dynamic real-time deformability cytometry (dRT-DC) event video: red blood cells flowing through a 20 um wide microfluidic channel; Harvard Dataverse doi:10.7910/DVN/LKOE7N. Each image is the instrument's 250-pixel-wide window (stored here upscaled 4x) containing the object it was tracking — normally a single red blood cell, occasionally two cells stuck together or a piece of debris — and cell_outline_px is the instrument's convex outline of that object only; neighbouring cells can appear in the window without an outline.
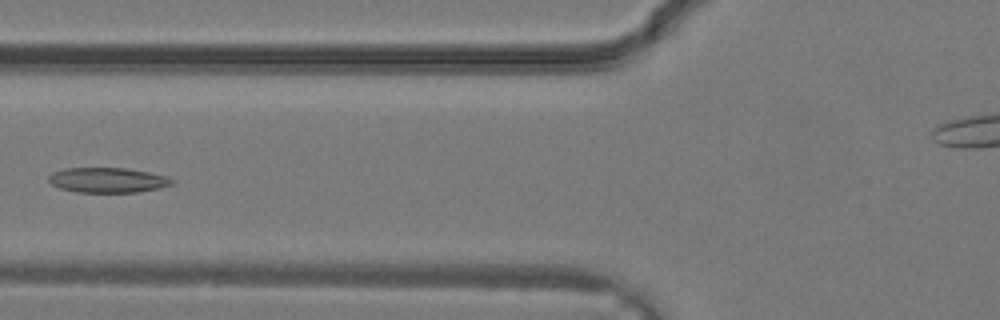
{"species": "common noctule bat (a hibernating species)", "species_latin": "Nyctalus noctula", "temperature_condition": "warm", "stored_images_in_passage": 31, "camera_frame_rate_fps": 3000, "um_per_image_px": 0.085, "animal": {"sex": "male", "body_mass_g": 19.2, "forearm_length_mm": 51.8}, "frame": {"image": 1, "passage_image": 11, "time_ms": 3.333, "image_size_px": [1000, 320], "cell_outline_px": [[176, 180], [172, 184], [160, 188], [136, 192], [76, 192], [60, 188], [52, 184], [48, 180], [48, 176], [52, 172], [64, 168], [124, 168], [148, 172], [168, 176]], "centroid_in_image_um": [9.16, 15.3], "position_along_channel_um": 116.6, "area_um2": 18.03}}
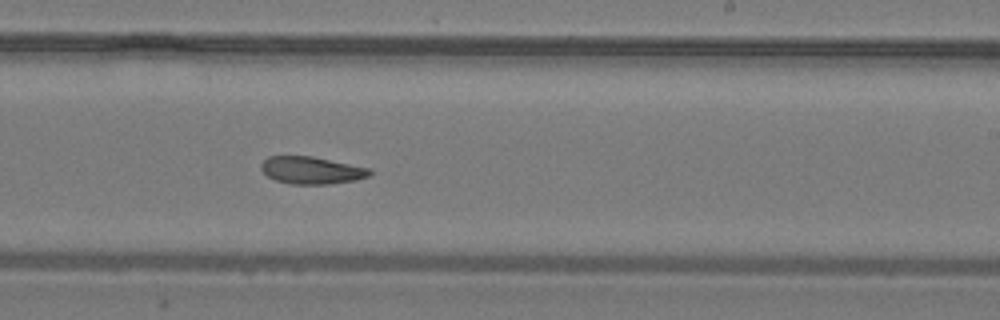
{"frame": {"image": 2, "passage_image": 18, "time_ms": 5.667, "image_size_px": [1000, 320], "cell_outline_px": [[372, 172], [368, 176], [356, 180], [328, 184], [288, 184], [276, 180], [268, 176], [260, 168], [260, 164], [268, 156], [312, 156], [372, 168]], "centroid_in_image_um": [26.49, 14.47], "position_along_channel_um": 262.5, "area_um2": 17.4}}
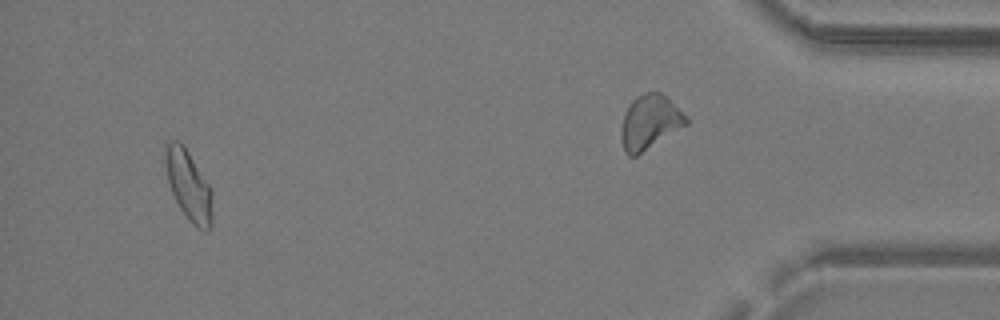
{"frame": {"image": 3, "passage_image": 29, "time_ms": 9.333, "image_size_px": [1000, 320], "cell_outline_px": [[212, 228], [208, 232], [204, 232], [188, 220], [180, 208], [172, 192], [168, 180], [164, 164], [164, 144], [168, 140], [180, 140], [212, 188]], "centroid_in_image_um": [16.03, 15.75], "position_along_channel_um": 419.2, "area_um2": 19.59}}